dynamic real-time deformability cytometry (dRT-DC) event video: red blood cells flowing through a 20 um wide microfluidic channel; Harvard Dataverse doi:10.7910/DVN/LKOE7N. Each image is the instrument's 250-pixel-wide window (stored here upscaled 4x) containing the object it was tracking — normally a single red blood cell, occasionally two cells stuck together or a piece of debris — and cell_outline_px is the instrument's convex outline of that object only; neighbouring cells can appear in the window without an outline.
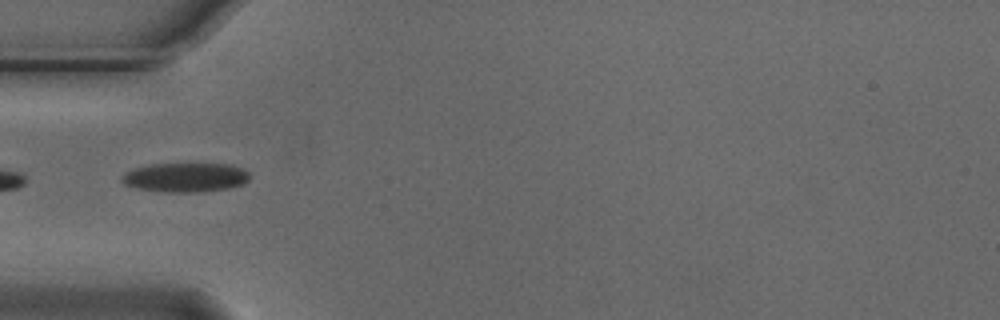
{"species": "Egyptian fruit bat (a non-hibernating species)", "species_latin": "Rousettus aegyptiacus", "temperature_condition": "cold", "stored_images_in_passage": 36, "camera_frame_rate_fps": 3000, "um_per_image_px": 0.085, "animal": {"sex": "male"}, "frame": {"image": 1, "passage_image": 1, "time_ms": 0.0, "image_size_px": [1000, 320], "cell_outline_px": [[248, 180], [244, 184], [228, 188], [200, 192], [164, 192], [136, 188], [124, 184], [120, 180], [124, 172], [136, 168], [152, 164], [232, 164], [244, 168], [248, 172]], "centroid_in_image_um": [15.77, 15.08], "position_along_channel_um": 69.2, "area_um2": 21.85}}
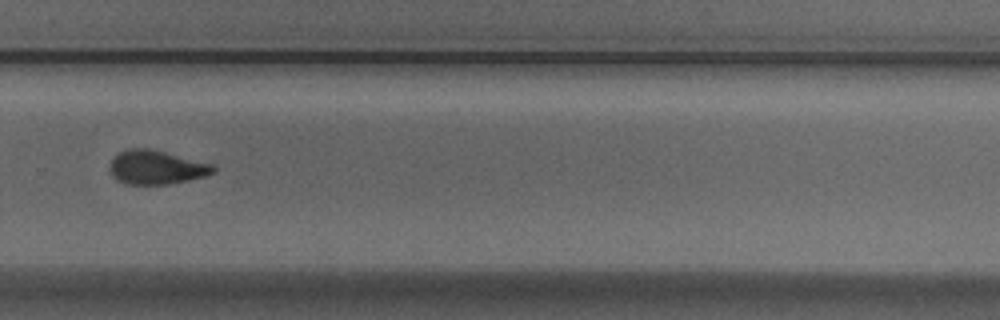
{"frame": {"image": 2, "passage_image": 21, "time_ms": 6.667, "image_size_px": [1000, 320], "cell_outline_px": [[216, 172], [204, 176], [188, 180], [168, 184], [128, 184], [116, 180], [112, 176], [108, 168], [112, 160], [120, 152], [128, 148], [148, 148], [212, 164], [216, 168]], "centroid_in_image_um": [13.26, 14.23], "position_along_channel_um": 316.5, "area_um2": 20.29}, "authors_computed_cell_mechanics": {"area_um2": 20.8947, "velocity_mm_per_s": 3.7147, "shape_relaxation_time_tau1_ms": 4.3481, "shape_relaxation_time_tau2_ms": 5.2837, "deformation_change_tau1": 0.13, "deformation_change_tau2": 0.1145}}